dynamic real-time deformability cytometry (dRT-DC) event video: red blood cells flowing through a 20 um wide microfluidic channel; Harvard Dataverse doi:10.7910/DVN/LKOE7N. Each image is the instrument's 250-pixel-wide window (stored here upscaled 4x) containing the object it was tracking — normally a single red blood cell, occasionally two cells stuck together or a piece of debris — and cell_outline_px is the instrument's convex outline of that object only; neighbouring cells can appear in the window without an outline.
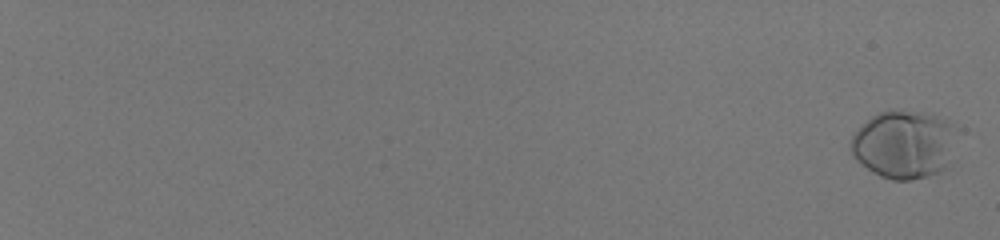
{"species": "human", "species_latin": "Homo sapiens", "temperature_condition": "room temperature", "stored_images_in_passage": 14, "camera_frame_rate_fps": 3000, "um_per_image_px": 0.085, "donor": {"sex": "male"}, "frame": {"image": 1, "passage_image": 2, "time_ms": 0.333, "image_size_px": [1000, 240], "cell_outline_px": [[956, 128], [944, 168], [940, 172], [912, 180], [892, 180], [880, 176], [872, 172], [856, 160], [852, 156], [848, 148], [848, 144], [852, 136], [872, 116], [880, 112], [932, 112], [956, 120]], "centroid_in_image_um": [76.82, 12.26], "position_along_channel_um": 8.2, "area_um2": 41.96}}